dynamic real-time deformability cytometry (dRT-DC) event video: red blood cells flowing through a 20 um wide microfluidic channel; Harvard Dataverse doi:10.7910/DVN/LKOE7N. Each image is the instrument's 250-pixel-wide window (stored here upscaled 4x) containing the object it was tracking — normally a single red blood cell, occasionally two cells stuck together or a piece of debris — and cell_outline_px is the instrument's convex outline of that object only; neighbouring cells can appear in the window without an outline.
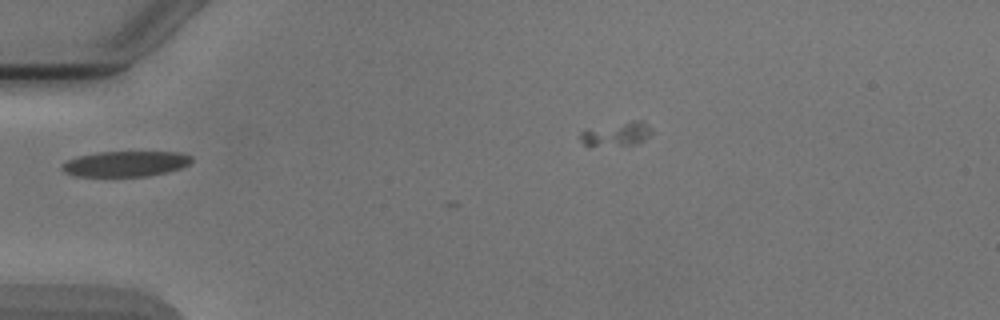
{"species": "Egyptian fruit bat (a non-hibernating species)", "species_latin": "Rousettus aegyptiacus", "temperature_condition": "cold", "stored_images_in_passage": 2, "camera_frame_rate_fps": 3000, "um_per_image_px": 0.085, "animal": {"sex": "male"}, "frame": {"image": 1, "passage_image": 1, "time_ms": 0.0, "image_size_px": [1000, 320], "cell_outline_px": [[192, 160], [188, 164], [180, 168], [168, 172], [148, 176], [76, 176], [64, 172], [60, 168], [60, 164], [76, 156], [100, 152], [180, 152], [192, 156]], "centroid_in_image_um": [10.64, 13.92], "position_along_channel_um": 74.4, "area_um2": 19.31}}
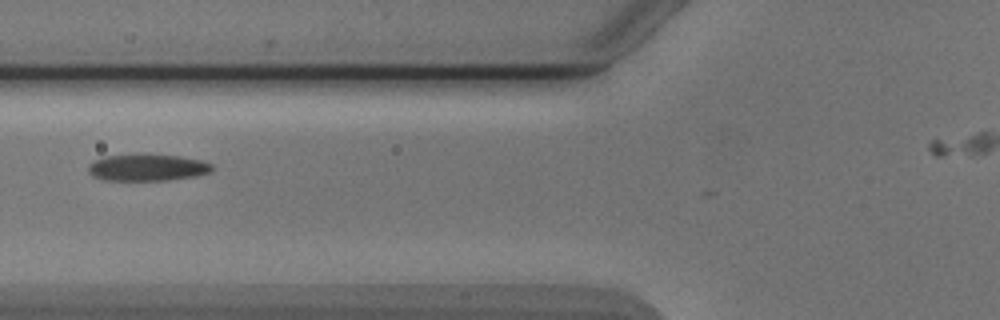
{"frame": {"image": 2, "passage_image": 2, "time_ms": 1.0, "image_size_px": [1000, 320], "cell_outline_px": [[216, 168], [212, 172], [196, 176], [168, 180], [104, 180], [92, 176], [88, 172], [88, 164], [104, 156], [140, 152], [144, 152], [180, 156], [200, 160], [212, 164]], "centroid_in_image_um": [12.53, 14.21], "position_along_channel_um": 113.3, "area_um2": 20.06}}